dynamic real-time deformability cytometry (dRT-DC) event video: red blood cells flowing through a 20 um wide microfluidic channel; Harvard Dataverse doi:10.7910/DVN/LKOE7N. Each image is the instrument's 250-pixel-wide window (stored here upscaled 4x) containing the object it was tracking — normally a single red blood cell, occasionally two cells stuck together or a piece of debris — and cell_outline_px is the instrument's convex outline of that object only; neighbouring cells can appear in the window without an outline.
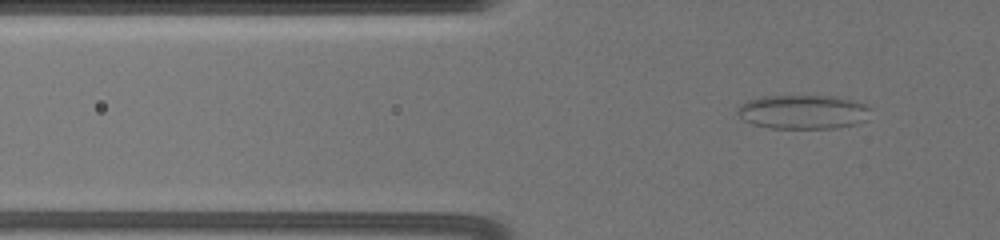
{"species": "common noctule bat (a hibernating species)", "species_latin": "Nyctalus noctula", "temperature_condition": "warm", "stored_images_in_passage": 60, "camera_frame_rate_fps": 3000, "um_per_image_px": 0.085, "animal": {"sex": "female", "body_mass_g": 19.5, "forearm_length_mm": 54.1}, "frame": {"image": 1, "passage_image": 21, "time_ms": 6.333, "image_size_px": [1000, 240], "cell_outline_px": [[872, 108], [864, 120], [856, 124], [836, 128], [768, 128], [752, 124], [744, 120], [736, 112], [740, 104], [748, 100], [760, 96], [836, 96], [856, 100], [868, 104]], "centroid_in_image_um": [68.28, 9.5], "position_along_channel_um": 57.5, "area_um2": 26.76}}
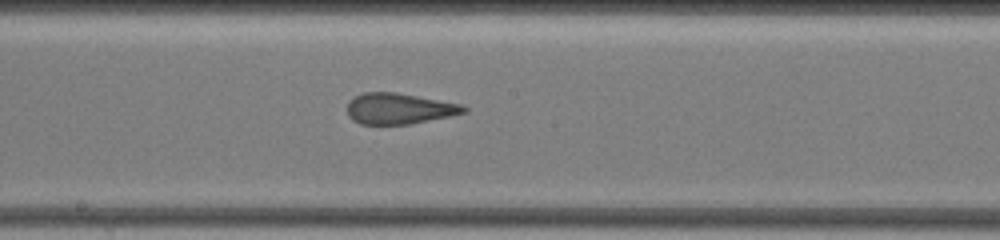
{"frame": {"image": 2, "passage_image": 37, "time_ms": 11.333, "image_size_px": [1000, 240], "cell_outline_px": [[468, 112], [412, 124], [360, 124], [352, 120], [348, 116], [348, 100], [352, 96], [364, 92], [396, 92], [460, 104], [468, 108]], "centroid_in_image_um": [33.89, 9.23], "position_along_channel_um": 214.3, "area_um2": 21.1}}
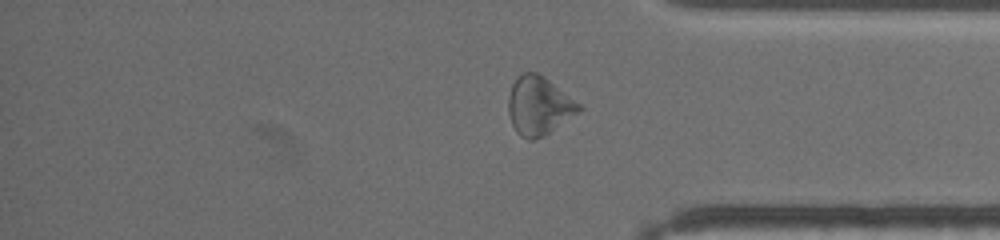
{"frame": {"image": 3, "passage_image": 53, "time_ms": 16.333, "image_size_px": [1000, 240], "cell_outline_px": [[584, 108], [580, 112], [536, 140], [528, 140], [520, 136], [516, 132], [512, 124], [508, 112], [508, 96], [512, 84], [516, 76], [524, 72], [536, 72], [544, 76], [580, 104]], "centroid_in_image_um": [45.78, 8.99], "position_along_channel_um": 389.4, "area_um2": 24.1}, "authors_computed_cell_mechanics": {"area_um2": 23.987, "velocity_mm_per_s": 3.6012, "shape_relaxation_time_tau1_ms": null, "shape_relaxation_time_tau2_ms": 1.5064, "deformation_change_tau1": null, "deformation_change_tau2": 0.0964}}